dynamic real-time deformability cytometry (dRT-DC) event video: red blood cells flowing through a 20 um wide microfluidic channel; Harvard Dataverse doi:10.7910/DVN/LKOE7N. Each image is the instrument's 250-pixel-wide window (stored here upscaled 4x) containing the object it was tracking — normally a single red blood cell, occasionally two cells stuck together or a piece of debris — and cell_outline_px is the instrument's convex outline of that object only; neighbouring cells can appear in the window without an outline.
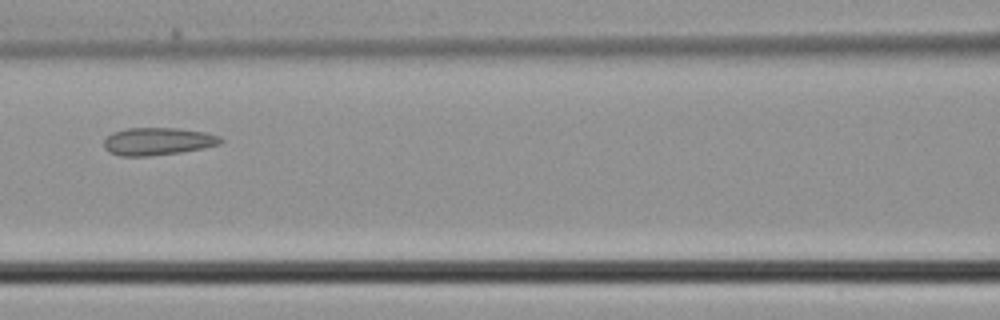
{"species": "common noctule bat (a hibernating species)", "species_latin": "Nyctalus noctula", "temperature_condition": "cold", "stored_images_in_passage": 7, "camera_frame_rate_fps": 3000, "um_per_image_px": 0.085, "animal": {"sex": "male", "body_mass_g": 21.5, "forearm_length_mm": 52.0}, "frame": {"image": 1, "passage_image": 7, "time_ms": 2.0, "image_size_px": [1000, 320], "cell_outline_px": [[224, 140], [220, 144], [204, 148], [180, 152], [148, 156], [120, 156], [108, 152], [104, 148], [104, 140], [112, 132], [124, 128], [176, 128], [204, 132], [220, 136]], "centroid_in_image_um": [13.39, 12.01], "position_along_channel_um": 153.2, "area_um2": 18.84}}